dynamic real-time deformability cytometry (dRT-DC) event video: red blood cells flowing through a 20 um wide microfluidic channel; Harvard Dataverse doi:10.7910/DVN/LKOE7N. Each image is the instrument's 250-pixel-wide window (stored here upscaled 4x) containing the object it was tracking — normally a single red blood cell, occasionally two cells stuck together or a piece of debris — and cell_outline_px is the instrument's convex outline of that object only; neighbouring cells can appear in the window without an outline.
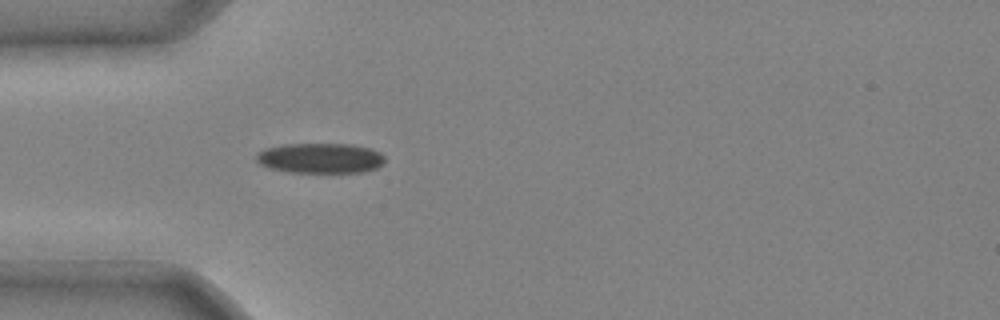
{"species": "common noctule bat (a hibernating species)", "species_latin": "Nyctalus noctula", "temperature_condition": "cold", "stored_images_in_passage": 4, "camera_frame_rate_fps": 3000, "um_per_image_px": 0.085, "animal": {"sex": "male", "body_mass_g": 20.4}, "frame": {"image": 1, "passage_image": 4, "time_ms": 1.0, "image_size_px": [1000, 320], "cell_outline_px": [[384, 164], [376, 168], [364, 172], [288, 172], [268, 168], [260, 164], [256, 160], [256, 152], [268, 148], [284, 144], [352, 144], [372, 148], [380, 152], [384, 156]], "centroid_in_image_um": [27.24, 13.44], "position_along_channel_um": 57.8, "area_um2": 22.77}}